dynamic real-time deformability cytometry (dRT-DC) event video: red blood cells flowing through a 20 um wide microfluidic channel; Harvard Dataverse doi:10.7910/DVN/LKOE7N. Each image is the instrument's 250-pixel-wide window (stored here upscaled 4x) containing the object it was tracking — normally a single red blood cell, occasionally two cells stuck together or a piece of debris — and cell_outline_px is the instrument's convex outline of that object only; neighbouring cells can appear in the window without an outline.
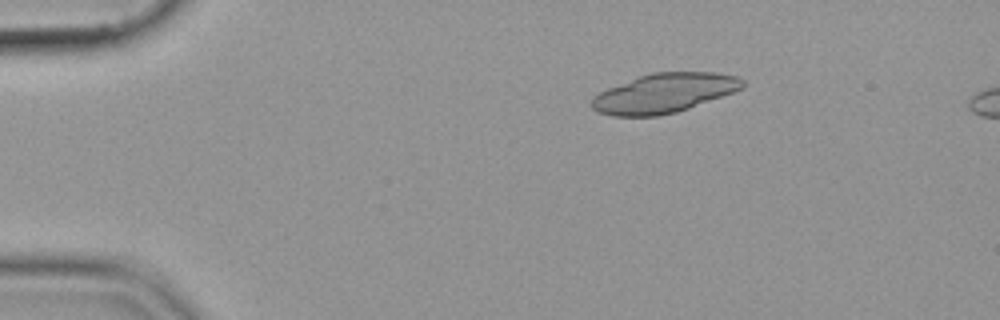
{"species": "common noctule bat (a hibernating species)", "species_latin": "Nyctalus noctula", "temperature_condition": "cold", "stored_images_in_passage": 6, "camera_frame_rate_fps": 3000, "um_per_image_px": 0.085, "animal": {"sex": "female", "body_mass_g": 19.9}, "frame": {"image": 1, "passage_image": 1, "time_ms": 0.0, "image_size_px": [1000, 320], "cell_outline_px": [[744, 88], [688, 108], [676, 112], [656, 116], [612, 116], [596, 112], [592, 108], [592, 96], [608, 88], [640, 76], [652, 72], [716, 72], [736, 76], [744, 80]], "centroid_in_image_um": [56.44, 7.92], "position_along_channel_um": 28.6, "area_um2": 34.39}}